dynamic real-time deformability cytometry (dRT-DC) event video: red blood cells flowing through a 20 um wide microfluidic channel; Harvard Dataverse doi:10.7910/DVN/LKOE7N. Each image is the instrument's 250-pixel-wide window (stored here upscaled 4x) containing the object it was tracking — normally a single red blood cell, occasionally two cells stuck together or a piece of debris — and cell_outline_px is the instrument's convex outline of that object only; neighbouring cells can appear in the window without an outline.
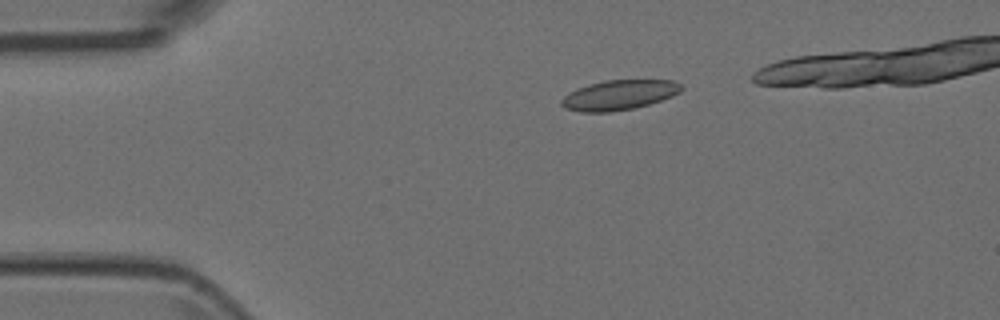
{"species": "Egyptian fruit bat (a non-hibernating species)", "species_latin": "Rousettus aegyptiacus", "temperature_condition": "room temperature", "stored_images_in_passage": 4, "camera_frame_rate_fps": 3000, "um_per_image_px": 0.085, "animal": {"sex": "female"}, "frame": {"image": 1, "passage_image": 2, "time_ms": 0.333, "image_size_px": [1000, 320], "cell_outline_px": [[684, 88], [680, 92], [672, 96], [636, 108], [612, 112], [580, 112], [564, 108], [560, 104], [560, 100], [564, 96], [588, 84], [604, 80], [672, 80], [680, 84]], "centroid_in_image_um": [52.62, 8.08], "position_along_channel_um": 32.4, "area_um2": 20.87}}